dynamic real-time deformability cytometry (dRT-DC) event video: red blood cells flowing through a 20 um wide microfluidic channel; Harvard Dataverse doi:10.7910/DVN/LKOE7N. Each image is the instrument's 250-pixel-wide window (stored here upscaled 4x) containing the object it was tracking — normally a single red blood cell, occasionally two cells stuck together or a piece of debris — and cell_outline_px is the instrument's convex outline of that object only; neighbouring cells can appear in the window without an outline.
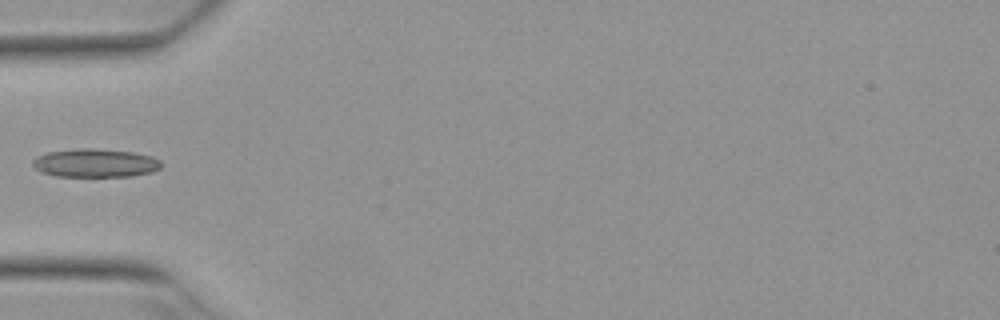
{"species": "Egyptian fruit bat (a non-hibernating species)", "species_latin": "Rousettus aegyptiacus", "temperature_condition": "warm", "stored_images_in_passage": 5, "camera_frame_rate_fps": 3000, "um_per_image_px": 0.085, "animal": {"sex": "female"}, "frame": {"image": 1, "passage_image": 4, "time_ms": 1.0, "image_size_px": [1000, 320], "cell_outline_px": [[160, 168], [152, 172], [132, 176], [56, 176], [44, 172], [36, 168], [32, 164], [32, 160], [36, 156], [48, 152], [80, 148], [92, 148], [132, 152], [152, 156], [160, 160]], "centroid_in_image_um": [8.1, 13.85], "position_along_channel_um": 76.9, "area_um2": 21.15}}
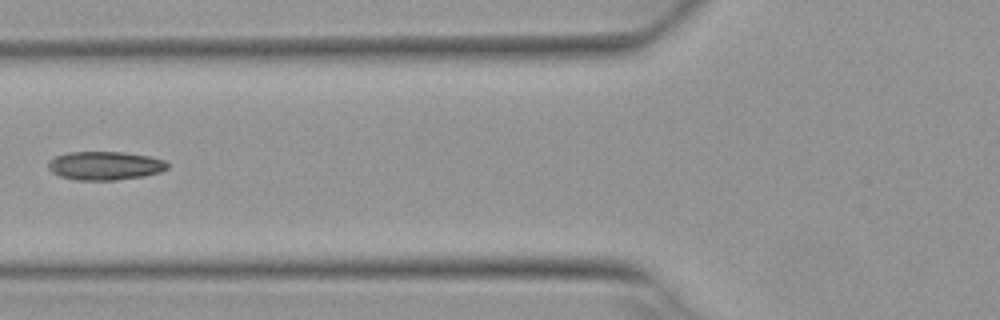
{"frame": {"image": 2, "passage_image": 5, "time_ms": 1.333, "image_size_px": [1000, 320], "cell_outline_px": [[168, 168], [160, 172], [144, 176], [116, 180], [76, 180], [60, 176], [52, 172], [48, 168], [48, 160], [56, 156], [68, 152], [124, 152], [148, 156], [164, 160], [168, 164]], "centroid_in_image_um": [8.91, 14.08], "position_along_channel_um": 116.9, "area_um2": 19.88}}